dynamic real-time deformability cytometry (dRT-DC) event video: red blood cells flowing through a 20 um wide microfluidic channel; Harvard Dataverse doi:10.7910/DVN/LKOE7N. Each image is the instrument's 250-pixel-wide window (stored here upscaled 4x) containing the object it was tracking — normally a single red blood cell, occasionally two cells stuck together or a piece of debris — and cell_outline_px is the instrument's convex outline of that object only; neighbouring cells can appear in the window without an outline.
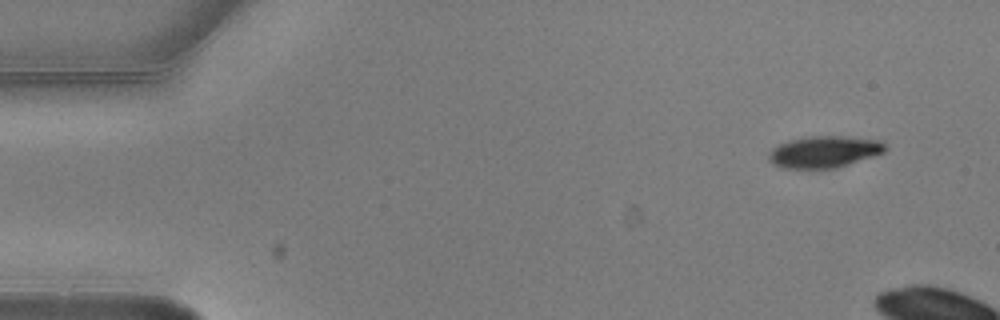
{"species": "common noctule bat (a hibernating species)", "species_latin": "Nyctalus noctula", "temperature_condition": "warm", "stored_images_in_passage": 5, "camera_frame_rate_fps": 3000, "um_per_image_px": 0.085, "animal": {"sex": "male", "body_mass_g": 20.5, "forearm_length_mm": 52.5}, "frame": {"image": 1, "passage_image": 1, "time_ms": 0.0, "image_size_px": [1000, 320], "cell_outline_px": [[888, 148], [884, 152], [836, 168], [784, 168], [772, 164], [768, 160], [768, 152], [772, 148], [788, 140], [808, 136], [840, 136], [880, 140]], "centroid_in_image_um": [70.02, 12.9], "position_along_channel_um": 15.0, "area_um2": 21.44}}